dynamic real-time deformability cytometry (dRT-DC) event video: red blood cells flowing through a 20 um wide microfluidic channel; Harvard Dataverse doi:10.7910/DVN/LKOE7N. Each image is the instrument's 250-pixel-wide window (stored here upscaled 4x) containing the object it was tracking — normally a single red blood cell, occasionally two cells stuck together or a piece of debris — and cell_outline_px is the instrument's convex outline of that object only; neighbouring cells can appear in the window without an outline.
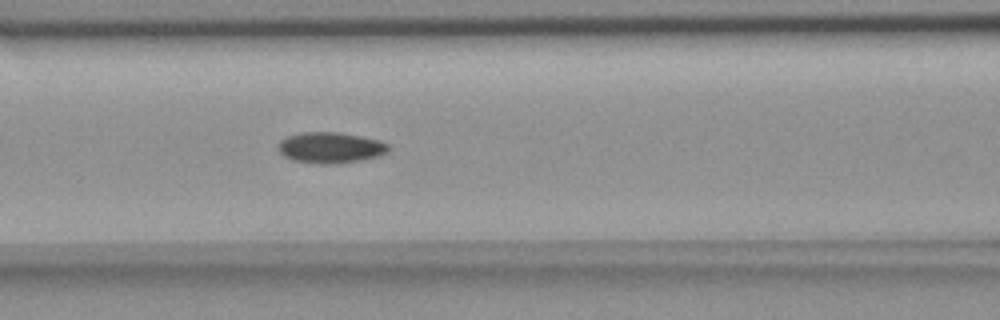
{"species": "common noctule bat (a hibernating species)", "species_latin": "Nyctalus noctula", "temperature_condition": "room temperature", "stored_images_in_passage": 5, "camera_frame_rate_fps": 3000, "um_per_image_px": 0.085, "animal": {"sex": "female", "body_mass_g": 18.4}, "frame": {"image": 1, "passage_image": 5, "time_ms": 1.333, "image_size_px": [1000, 320], "cell_outline_px": [[392, 148], [388, 152], [380, 156], [340, 164], [320, 164], [292, 160], [284, 156], [280, 152], [280, 140], [288, 136], [300, 132], [340, 132], [380, 140], [388, 144]], "centroid_in_image_um": [28.14, 12.55], "position_along_channel_um": 138.5, "area_um2": 20.06}}